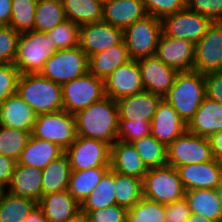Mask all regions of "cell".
Returning a JSON list of instances; mask_svg holds the SVG:
<instances>
[{
    "mask_svg": "<svg viewBox=\"0 0 222 222\" xmlns=\"http://www.w3.org/2000/svg\"><path fill=\"white\" fill-rule=\"evenodd\" d=\"M74 116L77 136L101 140L110 146L118 140L119 111L112 98L105 96Z\"/></svg>",
    "mask_w": 222,
    "mask_h": 222,
    "instance_id": "cell-1",
    "label": "cell"
},
{
    "mask_svg": "<svg viewBox=\"0 0 222 222\" xmlns=\"http://www.w3.org/2000/svg\"><path fill=\"white\" fill-rule=\"evenodd\" d=\"M16 94L36 115L63 110L62 86L36 74H20Z\"/></svg>",
    "mask_w": 222,
    "mask_h": 222,
    "instance_id": "cell-2",
    "label": "cell"
},
{
    "mask_svg": "<svg viewBox=\"0 0 222 222\" xmlns=\"http://www.w3.org/2000/svg\"><path fill=\"white\" fill-rule=\"evenodd\" d=\"M205 97L204 74L191 70L177 74L174 85L163 99L188 124Z\"/></svg>",
    "mask_w": 222,
    "mask_h": 222,
    "instance_id": "cell-3",
    "label": "cell"
},
{
    "mask_svg": "<svg viewBox=\"0 0 222 222\" xmlns=\"http://www.w3.org/2000/svg\"><path fill=\"white\" fill-rule=\"evenodd\" d=\"M47 32L28 31L20 33L13 64L20 74L40 73L45 62L57 52Z\"/></svg>",
    "mask_w": 222,
    "mask_h": 222,
    "instance_id": "cell-4",
    "label": "cell"
},
{
    "mask_svg": "<svg viewBox=\"0 0 222 222\" xmlns=\"http://www.w3.org/2000/svg\"><path fill=\"white\" fill-rule=\"evenodd\" d=\"M185 189L176 168L169 165L150 168L143 178V198L169 204L185 197Z\"/></svg>",
    "mask_w": 222,
    "mask_h": 222,
    "instance_id": "cell-5",
    "label": "cell"
},
{
    "mask_svg": "<svg viewBox=\"0 0 222 222\" xmlns=\"http://www.w3.org/2000/svg\"><path fill=\"white\" fill-rule=\"evenodd\" d=\"M88 71V56L79 46H76L70 49H58L45 62L39 74L62 86Z\"/></svg>",
    "mask_w": 222,
    "mask_h": 222,
    "instance_id": "cell-6",
    "label": "cell"
},
{
    "mask_svg": "<svg viewBox=\"0 0 222 222\" xmlns=\"http://www.w3.org/2000/svg\"><path fill=\"white\" fill-rule=\"evenodd\" d=\"M162 34V21L146 15L123 30V40L133 60L155 55Z\"/></svg>",
    "mask_w": 222,
    "mask_h": 222,
    "instance_id": "cell-7",
    "label": "cell"
},
{
    "mask_svg": "<svg viewBox=\"0 0 222 222\" xmlns=\"http://www.w3.org/2000/svg\"><path fill=\"white\" fill-rule=\"evenodd\" d=\"M105 96L104 80L89 71L62 85L63 110L70 114L75 115Z\"/></svg>",
    "mask_w": 222,
    "mask_h": 222,
    "instance_id": "cell-8",
    "label": "cell"
},
{
    "mask_svg": "<svg viewBox=\"0 0 222 222\" xmlns=\"http://www.w3.org/2000/svg\"><path fill=\"white\" fill-rule=\"evenodd\" d=\"M31 135L65 151L77 137L75 116L65 110L37 115Z\"/></svg>",
    "mask_w": 222,
    "mask_h": 222,
    "instance_id": "cell-9",
    "label": "cell"
},
{
    "mask_svg": "<svg viewBox=\"0 0 222 222\" xmlns=\"http://www.w3.org/2000/svg\"><path fill=\"white\" fill-rule=\"evenodd\" d=\"M213 159L208 137L185 131L167 147V165L178 168Z\"/></svg>",
    "mask_w": 222,
    "mask_h": 222,
    "instance_id": "cell-10",
    "label": "cell"
},
{
    "mask_svg": "<svg viewBox=\"0 0 222 222\" xmlns=\"http://www.w3.org/2000/svg\"><path fill=\"white\" fill-rule=\"evenodd\" d=\"M65 153L72 171L110 167V145L101 140L77 136Z\"/></svg>",
    "mask_w": 222,
    "mask_h": 222,
    "instance_id": "cell-11",
    "label": "cell"
},
{
    "mask_svg": "<svg viewBox=\"0 0 222 222\" xmlns=\"http://www.w3.org/2000/svg\"><path fill=\"white\" fill-rule=\"evenodd\" d=\"M161 21L164 35L185 39L194 44L201 40L212 23L208 18L187 7L165 16Z\"/></svg>",
    "mask_w": 222,
    "mask_h": 222,
    "instance_id": "cell-12",
    "label": "cell"
},
{
    "mask_svg": "<svg viewBox=\"0 0 222 222\" xmlns=\"http://www.w3.org/2000/svg\"><path fill=\"white\" fill-rule=\"evenodd\" d=\"M193 70L204 75L222 71V22H212L195 44Z\"/></svg>",
    "mask_w": 222,
    "mask_h": 222,
    "instance_id": "cell-13",
    "label": "cell"
},
{
    "mask_svg": "<svg viewBox=\"0 0 222 222\" xmlns=\"http://www.w3.org/2000/svg\"><path fill=\"white\" fill-rule=\"evenodd\" d=\"M122 40L123 30L104 21L80 26L79 47L88 58L119 44Z\"/></svg>",
    "mask_w": 222,
    "mask_h": 222,
    "instance_id": "cell-14",
    "label": "cell"
},
{
    "mask_svg": "<svg viewBox=\"0 0 222 222\" xmlns=\"http://www.w3.org/2000/svg\"><path fill=\"white\" fill-rule=\"evenodd\" d=\"M137 61L144 90L163 99L174 85L179 72L165 65L155 55L144 57Z\"/></svg>",
    "mask_w": 222,
    "mask_h": 222,
    "instance_id": "cell-15",
    "label": "cell"
},
{
    "mask_svg": "<svg viewBox=\"0 0 222 222\" xmlns=\"http://www.w3.org/2000/svg\"><path fill=\"white\" fill-rule=\"evenodd\" d=\"M155 56L178 72H188L193 70L195 44L185 39L168 37L162 33Z\"/></svg>",
    "mask_w": 222,
    "mask_h": 222,
    "instance_id": "cell-16",
    "label": "cell"
},
{
    "mask_svg": "<svg viewBox=\"0 0 222 222\" xmlns=\"http://www.w3.org/2000/svg\"><path fill=\"white\" fill-rule=\"evenodd\" d=\"M105 95L117 101L144 91L138 61L131 59L117 67L104 81Z\"/></svg>",
    "mask_w": 222,
    "mask_h": 222,
    "instance_id": "cell-17",
    "label": "cell"
},
{
    "mask_svg": "<svg viewBox=\"0 0 222 222\" xmlns=\"http://www.w3.org/2000/svg\"><path fill=\"white\" fill-rule=\"evenodd\" d=\"M185 191L216 189L222 174V162L216 159L176 168Z\"/></svg>",
    "mask_w": 222,
    "mask_h": 222,
    "instance_id": "cell-18",
    "label": "cell"
},
{
    "mask_svg": "<svg viewBox=\"0 0 222 222\" xmlns=\"http://www.w3.org/2000/svg\"><path fill=\"white\" fill-rule=\"evenodd\" d=\"M185 131L187 124L165 99H161L151 120V135L168 147Z\"/></svg>",
    "mask_w": 222,
    "mask_h": 222,
    "instance_id": "cell-19",
    "label": "cell"
},
{
    "mask_svg": "<svg viewBox=\"0 0 222 222\" xmlns=\"http://www.w3.org/2000/svg\"><path fill=\"white\" fill-rule=\"evenodd\" d=\"M162 98L151 92L142 91L132 96L118 99L119 120L149 121L155 114Z\"/></svg>",
    "mask_w": 222,
    "mask_h": 222,
    "instance_id": "cell-20",
    "label": "cell"
},
{
    "mask_svg": "<svg viewBox=\"0 0 222 222\" xmlns=\"http://www.w3.org/2000/svg\"><path fill=\"white\" fill-rule=\"evenodd\" d=\"M146 15L142 0H108L103 2L102 21L122 30Z\"/></svg>",
    "mask_w": 222,
    "mask_h": 222,
    "instance_id": "cell-21",
    "label": "cell"
},
{
    "mask_svg": "<svg viewBox=\"0 0 222 222\" xmlns=\"http://www.w3.org/2000/svg\"><path fill=\"white\" fill-rule=\"evenodd\" d=\"M110 169L140 179H143L148 172V168L132 143L120 140L110 146Z\"/></svg>",
    "mask_w": 222,
    "mask_h": 222,
    "instance_id": "cell-22",
    "label": "cell"
},
{
    "mask_svg": "<svg viewBox=\"0 0 222 222\" xmlns=\"http://www.w3.org/2000/svg\"><path fill=\"white\" fill-rule=\"evenodd\" d=\"M7 191L22 199L38 201L42 197V171L16 162Z\"/></svg>",
    "mask_w": 222,
    "mask_h": 222,
    "instance_id": "cell-23",
    "label": "cell"
},
{
    "mask_svg": "<svg viewBox=\"0 0 222 222\" xmlns=\"http://www.w3.org/2000/svg\"><path fill=\"white\" fill-rule=\"evenodd\" d=\"M33 109L17 94L0 104V125L32 132L36 121Z\"/></svg>",
    "mask_w": 222,
    "mask_h": 222,
    "instance_id": "cell-24",
    "label": "cell"
},
{
    "mask_svg": "<svg viewBox=\"0 0 222 222\" xmlns=\"http://www.w3.org/2000/svg\"><path fill=\"white\" fill-rule=\"evenodd\" d=\"M220 130H222V104L205 97L187 124V131L209 138Z\"/></svg>",
    "mask_w": 222,
    "mask_h": 222,
    "instance_id": "cell-25",
    "label": "cell"
},
{
    "mask_svg": "<svg viewBox=\"0 0 222 222\" xmlns=\"http://www.w3.org/2000/svg\"><path fill=\"white\" fill-rule=\"evenodd\" d=\"M37 206L48 222H65L81 210L79 204L68 190L42 195Z\"/></svg>",
    "mask_w": 222,
    "mask_h": 222,
    "instance_id": "cell-26",
    "label": "cell"
},
{
    "mask_svg": "<svg viewBox=\"0 0 222 222\" xmlns=\"http://www.w3.org/2000/svg\"><path fill=\"white\" fill-rule=\"evenodd\" d=\"M64 152L57 144L31 135L17 163L43 170L51 161Z\"/></svg>",
    "mask_w": 222,
    "mask_h": 222,
    "instance_id": "cell-27",
    "label": "cell"
},
{
    "mask_svg": "<svg viewBox=\"0 0 222 222\" xmlns=\"http://www.w3.org/2000/svg\"><path fill=\"white\" fill-rule=\"evenodd\" d=\"M88 59L89 72L104 81L117 67L131 60L124 40Z\"/></svg>",
    "mask_w": 222,
    "mask_h": 222,
    "instance_id": "cell-28",
    "label": "cell"
},
{
    "mask_svg": "<svg viewBox=\"0 0 222 222\" xmlns=\"http://www.w3.org/2000/svg\"><path fill=\"white\" fill-rule=\"evenodd\" d=\"M191 213L222 222V207L216 189H192L185 192Z\"/></svg>",
    "mask_w": 222,
    "mask_h": 222,
    "instance_id": "cell-29",
    "label": "cell"
},
{
    "mask_svg": "<svg viewBox=\"0 0 222 222\" xmlns=\"http://www.w3.org/2000/svg\"><path fill=\"white\" fill-rule=\"evenodd\" d=\"M42 171V195L68 189L72 172L68 156L64 152L51 161Z\"/></svg>",
    "mask_w": 222,
    "mask_h": 222,
    "instance_id": "cell-30",
    "label": "cell"
},
{
    "mask_svg": "<svg viewBox=\"0 0 222 222\" xmlns=\"http://www.w3.org/2000/svg\"><path fill=\"white\" fill-rule=\"evenodd\" d=\"M110 167H96L87 170L72 171L70 175L68 192L79 203L82 202L98 186L104 174Z\"/></svg>",
    "mask_w": 222,
    "mask_h": 222,
    "instance_id": "cell-31",
    "label": "cell"
},
{
    "mask_svg": "<svg viewBox=\"0 0 222 222\" xmlns=\"http://www.w3.org/2000/svg\"><path fill=\"white\" fill-rule=\"evenodd\" d=\"M66 19L79 26L100 22L103 19V2L100 0H61Z\"/></svg>",
    "mask_w": 222,
    "mask_h": 222,
    "instance_id": "cell-32",
    "label": "cell"
},
{
    "mask_svg": "<svg viewBox=\"0 0 222 222\" xmlns=\"http://www.w3.org/2000/svg\"><path fill=\"white\" fill-rule=\"evenodd\" d=\"M114 184L118 206L130 209L143 198V179L114 171Z\"/></svg>",
    "mask_w": 222,
    "mask_h": 222,
    "instance_id": "cell-33",
    "label": "cell"
},
{
    "mask_svg": "<svg viewBox=\"0 0 222 222\" xmlns=\"http://www.w3.org/2000/svg\"><path fill=\"white\" fill-rule=\"evenodd\" d=\"M114 185V171L109 169L102 177L98 186L82 202L81 210L93 211L116 204Z\"/></svg>",
    "mask_w": 222,
    "mask_h": 222,
    "instance_id": "cell-34",
    "label": "cell"
},
{
    "mask_svg": "<svg viewBox=\"0 0 222 222\" xmlns=\"http://www.w3.org/2000/svg\"><path fill=\"white\" fill-rule=\"evenodd\" d=\"M66 19L61 0H38L34 30L48 32Z\"/></svg>",
    "mask_w": 222,
    "mask_h": 222,
    "instance_id": "cell-35",
    "label": "cell"
},
{
    "mask_svg": "<svg viewBox=\"0 0 222 222\" xmlns=\"http://www.w3.org/2000/svg\"><path fill=\"white\" fill-rule=\"evenodd\" d=\"M148 169L167 165V147L151 134L132 142Z\"/></svg>",
    "mask_w": 222,
    "mask_h": 222,
    "instance_id": "cell-36",
    "label": "cell"
},
{
    "mask_svg": "<svg viewBox=\"0 0 222 222\" xmlns=\"http://www.w3.org/2000/svg\"><path fill=\"white\" fill-rule=\"evenodd\" d=\"M38 201H29L6 191L0 202V222H22L37 206Z\"/></svg>",
    "mask_w": 222,
    "mask_h": 222,
    "instance_id": "cell-37",
    "label": "cell"
},
{
    "mask_svg": "<svg viewBox=\"0 0 222 222\" xmlns=\"http://www.w3.org/2000/svg\"><path fill=\"white\" fill-rule=\"evenodd\" d=\"M31 132L0 125V154L17 161Z\"/></svg>",
    "mask_w": 222,
    "mask_h": 222,
    "instance_id": "cell-38",
    "label": "cell"
},
{
    "mask_svg": "<svg viewBox=\"0 0 222 222\" xmlns=\"http://www.w3.org/2000/svg\"><path fill=\"white\" fill-rule=\"evenodd\" d=\"M37 2L38 0H12L9 26L18 33L34 30Z\"/></svg>",
    "mask_w": 222,
    "mask_h": 222,
    "instance_id": "cell-39",
    "label": "cell"
},
{
    "mask_svg": "<svg viewBox=\"0 0 222 222\" xmlns=\"http://www.w3.org/2000/svg\"><path fill=\"white\" fill-rule=\"evenodd\" d=\"M127 222H165L164 205L142 198L128 209Z\"/></svg>",
    "mask_w": 222,
    "mask_h": 222,
    "instance_id": "cell-40",
    "label": "cell"
},
{
    "mask_svg": "<svg viewBox=\"0 0 222 222\" xmlns=\"http://www.w3.org/2000/svg\"><path fill=\"white\" fill-rule=\"evenodd\" d=\"M80 26L69 19H65L48 31L57 49H70L79 46Z\"/></svg>",
    "mask_w": 222,
    "mask_h": 222,
    "instance_id": "cell-41",
    "label": "cell"
},
{
    "mask_svg": "<svg viewBox=\"0 0 222 222\" xmlns=\"http://www.w3.org/2000/svg\"><path fill=\"white\" fill-rule=\"evenodd\" d=\"M151 134L149 121L119 120L117 137L118 140L132 143L134 140Z\"/></svg>",
    "mask_w": 222,
    "mask_h": 222,
    "instance_id": "cell-42",
    "label": "cell"
},
{
    "mask_svg": "<svg viewBox=\"0 0 222 222\" xmlns=\"http://www.w3.org/2000/svg\"><path fill=\"white\" fill-rule=\"evenodd\" d=\"M19 35L9 25L0 26V64H13Z\"/></svg>",
    "mask_w": 222,
    "mask_h": 222,
    "instance_id": "cell-43",
    "label": "cell"
},
{
    "mask_svg": "<svg viewBox=\"0 0 222 222\" xmlns=\"http://www.w3.org/2000/svg\"><path fill=\"white\" fill-rule=\"evenodd\" d=\"M147 15L158 19L187 7V0H142Z\"/></svg>",
    "mask_w": 222,
    "mask_h": 222,
    "instance_id": "cell-44",
    "label": "cell"
},
{
    "mask_svg": "<svg viewBox=\"0 0 222 222\" xmlns=\"http://www.w3.org/2000/svg\"><path fill=\"white\" fill-rule=\"evenodd\" d=\"M20 71L14 64H0V104L16 94Z\"/></svg>",
    "mask_w": 222,
    "mask_h": 222,
    "instance_id": "cell-45",
    "label": "cell"
},
{
    "mask_svg": "<svg viewBox=\"0 0 222 222\" xmlns=\"http://www.w3.org/2000/svg\"><path fill=\"white\" fill-rule=\"evenodd\" d=\"M187 8L211 22H222V0H187Z\"/></svg>",
    "mask_w": 222,
    "mask_h": 222,
    "instance_id": "cell-46",
    "label": "cell"
},
{
    "mask_svg": "<svg viewBox=\"0 0 222 222\" xmlns=\"http://www.w3.org/2000/svg\"><path fill=\"white\" fill-rule=\"evenodd\" d=\"M83 212L87 214L89 222H127L128 209L117 204L103 209Z\"/></svg>",
    "mask_w": 222,
    "mask_h": 222,
    "instance_id": "cell-47",
    "label": "cell"
},
{
    "mask_svg": "<svg viewBox=\"0 0 222 222\" xmlns=\"http://www.w3.org/2000/svg\"><path fill=\"white\" fill-rule=\"evenodd\" d=\"M165 222H185L191 216L186 198L164 205Z\"/></svg>",
    "mask_w": 222,
    "mask_h": 222,
    "instance_id": "cell-48",
    "label": "cell"
},
{
    "mask_svg": "<svg viewBox=\"0 0 222 222\" xmlns=\"http://www.w3.org/2000/svg\"><path fill=\"white\" fill-rule=\"evenodd\" d=\"M206 97L222 104V71L204 75Z\"/></svg>",
    "mask_w": 222,
    "mask_h": 222,
    "instance_id": "cell-49",
    "label": "cell"
},
{
    "mask_svg": "<svg viewBox=\"0 0 222 222\" xmlns=\"http://www.w3.org/2000/svg\"><path fill=\"white\" fill-rule=\"evenodd\" d=\"M16 162L14 159L0 154V185L6 189L10 185Z\"/></svg>",
    "mask_w": 222,
    "mask_h": 222,
    "instance_id": "cell-50",
    "label": "cell"
},
{
    "mask_svg": "<svg viewBox=\"0 0 222 222\" xmlns=\"http://www.w3.org/2000/svg\"><path fill=\"white\" fill-rule=\"evenodd\" d=\"M209 141L213 158L222 162V130L213 133Z\"/></svg>",
    "mask_w": 222,
    "mask_h": 222,
    "instance_id": "cell-51",
    "label": "cell"
},
{
    "mask_svg": "<svg viewBox=\"0 0 222 222\" xmlns=\"http://www.w3.org/2000/svg\"><path fill=\"white\" fill-rule=\"evenodd\" d=\"M12 14V0H0V26L9 25Z\"/></svg>",
    "mask_w": 222,
    "mask_h": 222,
    "instance_id": "cell-52",
    "label": "cell"
},
{
    "mask_svg": "<svg viewBox=\"0 0 222 222\" xmlns=\"http://www.w3.org/2000/svg\"><path fill=\"white\" fill-rule=\"evenodd\" d=\"M22 222H48L42 210L36 206Z\"/></svg>",
    "mask_w": 222,
    "mask_h": 222,
    "instance_id": "cell-53",
    "label": "cell"
},
{
    "mask_svg": "<svg viewBox=\"0 0 222 222\" xmlns=\"http://www.w3.org/2000/svg\"><path fill=\"white\" fill-rule=\"evenodd\" d=\"M65 222H89L87 214L80 210L74 216L67 219Z\"/></svg>",
    "mask_w": 222,
    "mask_h": 222,
    "instance_id": "cell-54",
    "label": "cell"
},
{
    "mask_svg": "<svg viewBox=\"0 0 222 222\" xmlns=\"http://www.w3.org/2000/svg\"><path fill=\"white\" fill-rule=\"evenodd\" d=\"M185 222H218L215 220L207 219L198 213H192L191 216Z\"/></svg>",
    "mask_w": 222,
    "mask_h": 222,
    "instance_id": "cell-55",
    "label": "cell"
},
{
    "mask_svg": "<svg viewBox=\"0 0 222 222\" xmlns=\"http://www.w3.org/2000/svg\"><path fill=\"white\" fill-rule=\"evenodd\" d=\"M216 190L218 192L219 200L221 202V207H222V174L220 176V181H219V184H218Z\"/></svg>",
    "mask_w": 222,
    "mask_h": 222,
    "instance_id": "cell-56",
    "label": "cell"
},
{
    "mask_svg": "<svg viewBox=\"0 0 222 222\" xmlns=\"http://www.w3.org/2000/svg\"><path fill=\"white\" fill-rule=\"evenodd\" d=\"M6 191L7 189L4 186L0 185V202L2 201V198Z\"/></svg>",
    "mask_w": 222,
    "mask_h": 222,
    "instance_id": "cell-57",
    "label": "cell"
}]
</instances>
